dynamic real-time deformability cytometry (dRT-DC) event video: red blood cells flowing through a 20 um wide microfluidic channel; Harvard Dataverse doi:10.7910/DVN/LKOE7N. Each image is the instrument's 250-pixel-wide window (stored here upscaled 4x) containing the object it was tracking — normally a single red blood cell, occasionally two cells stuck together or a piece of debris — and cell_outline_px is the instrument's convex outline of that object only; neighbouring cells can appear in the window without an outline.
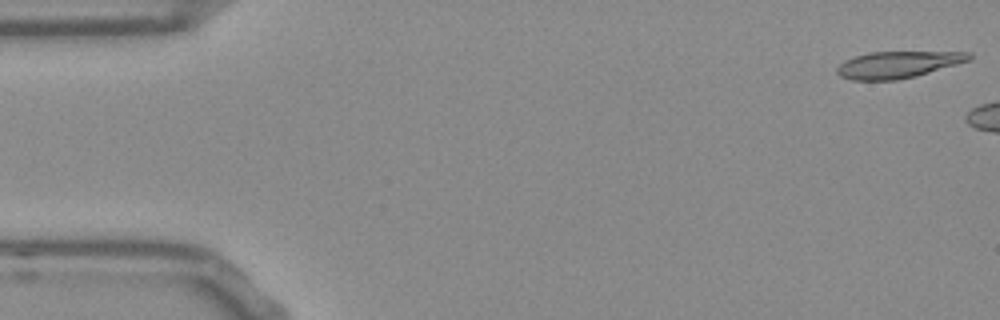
{"species": "Egyptian fruit bat (a non-hibernating species)", "species_latin": "Rousettus aegyptiacus", "temperature_condition": "room temperature", "stored_images_in_passage": 13, "camera_frame_rate_fps": 3000, "um_per_image_px": 0.085, "frame": {"image": 1, "passage_image": 1, "time_ms": 0.0, "image_size_px": [1000, 320], "cell_outline_px": [[972, 60], [916, 76], [896, 80], [852, 80], [840, 76], [836, 72], [836, 68], [844, 60], [868, 52], [972, 52]], "centroid_in_image_um": [76.33, 5.49], "position_along_channel_um": 8.7, "area_um2": 20.63}}